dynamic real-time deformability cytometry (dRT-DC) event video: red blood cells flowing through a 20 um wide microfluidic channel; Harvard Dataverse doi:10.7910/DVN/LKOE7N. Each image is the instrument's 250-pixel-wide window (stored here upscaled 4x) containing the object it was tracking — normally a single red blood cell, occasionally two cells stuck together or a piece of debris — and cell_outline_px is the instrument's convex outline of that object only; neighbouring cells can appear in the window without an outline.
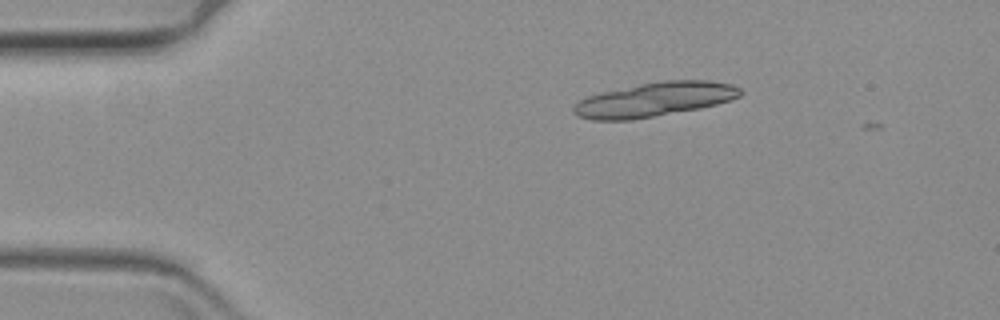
{"species": "common noctule bat (a hibernating species)", "species_latin": "Nyctalus noctula", "temperature_condition": "warm", "stored_images_in_passage": 7, "camera_frame_rate_fps": 3000, "um_per_image_px": 0.085, "animal": {"sex": "female", "body_mass_g": 19.3, "forearm_length_mm": 54.1}, "frame": {"image": 1, "passage_image": 3, "time_ms": 0.667, "image_size_px": [1000, 320], "cell_outline_px": [[744, 92], [740, 96], [716, 104], [700, 108], [632, 120], [592, 120], [576, 116], [572, 112], [572, 108], [580, 100], [588, 96], [600, 92], [640, 84], [664, 80], [708, 80], [732, 84], [740, 88]], "centroid_in_image_um": [55.62, 8.46], "position_along_channel_um": 29.4, "area_um2": 33.23}}